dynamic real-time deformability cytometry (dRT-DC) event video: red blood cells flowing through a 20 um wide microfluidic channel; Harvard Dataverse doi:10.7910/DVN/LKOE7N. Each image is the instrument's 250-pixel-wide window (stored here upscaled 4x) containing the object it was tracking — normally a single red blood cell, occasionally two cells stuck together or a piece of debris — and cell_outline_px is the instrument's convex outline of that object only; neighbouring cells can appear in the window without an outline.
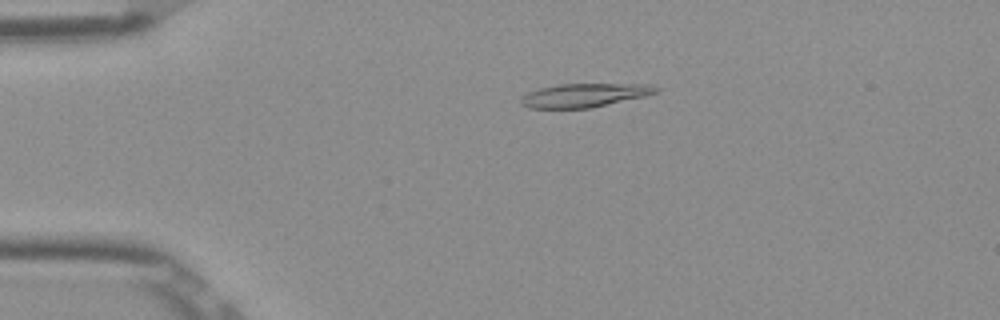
{"species": "Egyptian fruit bat (a non-hibernating species)", "species_latin": "Rousettus aegyptiacus", "temperature_condition": "room temperature", "stored_images_in_passage": 52, "camera_frame_rate_fps": 3000, "um_per_image_px": 0.085, "frame": {"image": 1, "passage_image": 11, "time_ms": 3.333, "image_size_px": [1000, 320], "cell_outline_px": [[660, 92], [644, 96], [592, 108], [528, 108], [520, 104], [520, 100], [528, 92], [540, 88], [560, 84], [648, 84], [660, 88]], "centroid_in_image_um": [49.7, 8.1], "position_along_channel_um": 35.3, "area_um2": 18.61}}
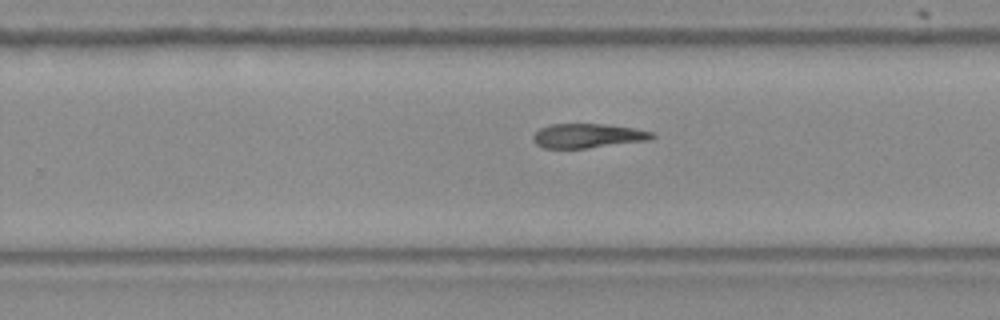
{"frame": {"image": 2, "passage_image": 33, "time_ms": 10.667, "image_size_px": [1000, 320], "cell_outline_px": [[656, 136], [652, 140], [588, 148], [544, 148], [536, 144], [532, 140], [532, 136], [540, 128], [552, 124], [604, 124], [632, 128], [652, 132]], "centroid_in_image_um": [49.97, 11.55], "position_along_channel_um": 279.8, "area_um2": 16.88}}
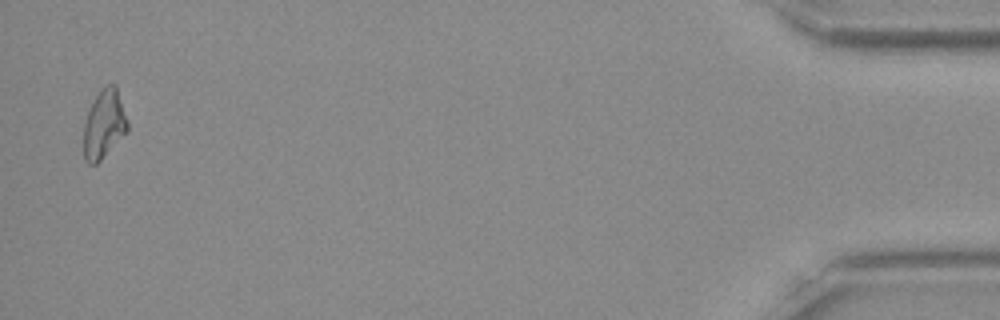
{"frame": {"image": 3, "passage_image": 51, "time_ms": 16.667, "image_size_px": [1000, 320], "cell_outline_px": [[128, 132], [96, 164], [88, 164], [84, 160], [84, 124], [88, 112], [100, 88], [104, 84], [116, 84], [128, 120]], "centroid_in_image_um": [8.87, 10.54], "position_along_channel_um": 426.3, "area_um2": 17.69}}